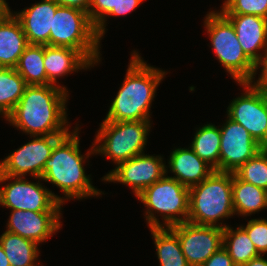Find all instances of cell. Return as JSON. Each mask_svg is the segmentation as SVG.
I'll list each match as a JSON object with an SVG mask.
<instances>
[{
  "instance_id": "cell-1",
  "label": "cell",
  "mask_w": 267,
  "mask_h": 266,
  "mask_svg": "<svg viewBox=\"0 0 267 266\" xmlns=\"http://www.w3.org/2000/svg\"><path fill=\"white\" fill-rule=\"evenodd\" d=\"M68 96L65 86L27 85L5 120L30 137L66 135L70 132L66 115Z\"/></svg>"
},
{
  "instance_id": "cell-2",
  "label": "cell",
  "mask_w": 267,
  "mask_h": 266,
  "mask_svg": "<svg viewBox=\"0 0 267 266\" xmlns=\"http://www.w3.org/2000/svg\"><path fill=\"white\" fill-rule=\"evenodd\" d=\"M74 128L62 136L52 149L51 156L46 160L43 168L42 180L48 181L57 186L63 192V204L65 200L77 198L78 200L90 196H100L102 191L97 190L89 175L85 174L84 162L91 154H95V147L86 156L80 154L79 127Z\"/></svg>"
},
{
  "instance_id": "cell-3",
  "label": "cell",
  "mask_w": 267,
  "mask_h": 266,
  "mask_svg": "<svg viewBox=\"0 0 267 266\" xmlns=\"http://www.w3.org/2000/svg\"><path fill=\"white\" fill-rule=\"evenodd\" d=\"M166 74L165 70L149 66L139 53L133 51L125 79L104 120L150 121L156 89Z\"/></svg>"
},
{
  "instance_id": "cell-4",
  "label": "cell",
  "mask_w": 267,
  "mask_h": 266,
  "mask_svg": "<svg viewBox=\"0 0 267 266\" xmlns=\"http://www.w3.org/2000/svg\"><path fill=\"white\" fill-rule=\"evenodd\" d=\"M233 215L232 172L214 170L202 182L189 188L187 222L225 228L227 225L217 222Z\"/></svg>"
},
{
  "instance_id": "cell-5",
  "label": "cell",
  "mask_w": 267,
  "mask_h": 266,
  "mask_svg": "<svg viewBox=\"0 0 267 266\" xmlns=\"http://www.w3.org/2000/svg\"><path fill=\"white\" fill-rule=\"evenodd\" d=\"M167 174L168 170L160 180L145 188L137 196L147 207L145 218L149 229L168 228L188 220L189 188ZM154 213L160 214L164 220L163 224Z\"/></svg>"
},
{
  "instance_id": "cell-6",
  "label": "cell",
  "mask_w": 267,
  "mask_h": 266,
  "mask_svg": "<svg viewBox=\"0 0 267 266\" xmlns=\"http://www.w3.org/2000/svg\"><path fill=\"white\" fill-rule=\"evenodd\" d=\"M100 41L88 13L58 6L50 29L49 46L78 50L92 65L100 62Z\"/></svg>"
},
{
  "instance_id": "cell-7",
  "label": "cell",
  "mask_w": 267,
  "mask_h": 266,
  "mask_svg": "<svg viewBox=\"0 0 267 266\" xmlns=\"http://www.w3.org/2000/svg\"><path fill=\"white\" fill-rule=\"evenodd\" d=\"M204 26L216 57L237 83L251 82L256 64L243 51L231 22L216 10L206 14Z\"/></svg>"
},
{
  "instance_id": "cell-8",
  "label": "cell",
  "mask_w": 267,
  "mask_h": 266,
  "mask_svg": "<svg viewBox=\"0 0 267 266\" xmlns=\"http://www.w3.org/2000/svg\"><path fill=\"white\" fill-rule=\"evenodd\" d=\"M150 129V121L111 122L103 120L95 136V154L108 157L117 166L144 153Z\"/></svg>"
},
{
  "instance_id": "cell-9",
  "label": "cell",
  "mask_w": 267,
  "mask_h": 266,
  "mask_svg": "<svg viewBox=\"0 0 267 266\" xmlns=\"http://www.w3.org/2000/svg\"><path fill=\"white\" fill-rule=\"evenodd\" d=\"M12 179H14L12 181ZM37 182H30L24 177H12L0 173V205L11 210L61 211L63 197L61 198L45 188L38 177Z\"/></svg>"
},
{
  "instance_id": "cell-10",
  "label": "cell",
  "mask_w": 267,
  "mask_h": 266,
  "mask_svg": "<svg viewBox=\"0 0 267 266\" xmlns=\"http://www.w3.org/2000/svg\"><path fill=\"white\" fill-rule=\"evenodd\" d=\"M64 135L32 136L24 144L0 162V173L12 177H42L46 160L50 158L56 142Z\"/></svg>"
},
{
  "instance_id": "cell-11",
  "label": "cell",
  "mask_w": 267,
  "mask_h": 266,
  "mask_svg": "<svg viewBox=\"0 0 267 266\" xmlns=\"http://www.w3.org/2000/svg\"><path fill=\"white\" fill-rule=\"evenodd\" d=\"M245 92L232 100L227 117L241 124L261 144L267 135V95L250 82L238 83Z\"/></svg>"
},
{
  "instance_id": "cell-12",
  "label": "cell",
  "mask_w": 267,
  "mask_h": 266,
  "mask_svg": "<svg viewBox=\"0 0 267 266\" xmlns=\"http://www.w3.org/2000/svg\"><path fill=\"white\" fill-rule=\"evenodd\" d=\"M162 156L145 153L118 164L102 181L118 182L131 187L137 197L145 188L160 180L167 173Z\"/></svg>"
},
{
  "instance_id": "cell-13",
  "label": "cell",
  "mask_w": 267,
  "mask_h": 266,
  "mask_svg": "<svg viewBox=\"0 0 267 266\" xmlns=\"http://www.w3.org/2000/svg\"><path fill=\"white\" fill-rule=\"evenodd\" d=\"M190 266H201L223 246V228L183 222L170 227Z\"/></svg>"
},
{
  "instance_id": "cell-14",
  "label": "cell",
  "mask_w": 267,
  "mask_h": 266,
  "mask_svg": "<svg viewBox=\"0 0 267 266\" xmlns=\"http://www.w3.org/2000/svg\"><path fill=\"white\" fill-rule=\"evenodd\" d=\"M220 127V172H234L260 151V144L239 123L227 117Z\"/></svg>"
},
{
  "instance_id": "cell-15",
  "label": "cell",
  "mask_w": 267,
  "mask_h": 266,
  "mask_svg": "<svg viewBox=\"0 0 267 266\" xmlns=\"http://www.w3.org/2000/svg\"><path fill=\"white\" fill-rule=\"evenodd\" d=\"M61 214V211L11 210L6 231L39 245L61 228Z\"/></svg>"
},
{
  "instance_id": "cell-16",
  "label": "cell",
  "mask_w": 267,
  "mask_h": 266,
  "mask_svg": "<svg viewBox=\"0 0 267 266\" xmlns=\"http://www.w3.org/2000/svg\"><path fill=\"white\" fill-rule=\"evenodd\" d=\"M223 15L233 25L245 54L256 64L267 51V19L251 14ZM261 50H264L262 54Z\"/></svg>"
},
{
  "instance_id": "cell-17",
  "label": "cell",
  "mask_w": 267,
  "mask_h": 266,
  "mask_svg": "<svg viewBox=\"0 0 267 266\" xmlns=\"http://www.w3.org/2000/svg\"><path fill=\"white\" fill-rule=\"evenodd\" d=\"M58 6L54 0H41L21 12L14 11L29 44L49 45L50 29Z\"/></svg>"
},
{
  "instance_id": "cell-18",
  "label": "cell",
  "mask_w": 267,
  "mask_h": 266,
  "mask_svg": "<svg viewBox=\"0 0 267 266\" xmlns=\"http://www.w3.org/2000/svg\"><path fill=\"white\" fill-rule=\"evenodd\" d=\"M169 168L181 184L190 188L206 179L214 169L189 148H175L170 153Z\"/></svg>"
},
{
  "instance_id": "cell-19",
  "label": "cell",
  "mask_w": 267,
  "mask_h": 266,
  "mask_svg": "<svg viewBox=\"0 0 267 266\" xmlns=\"http://www.w3.org/2000/svg\"><path fill=\"white\" fill-rule=\"evenodd\" d=\"M93 65L78 51L70 47L44 45V67L47 80L56 85L57 78L85 70Z\"/></svg>"
},
{
  "instance_id": "cell-20",
  "label": "cell",
  "mask_w": 267,
  "mask_h": 266,
  "mask_svg": "<svg viewBox=\"0 0 267 266\" xmlns=\"http://www.w3.org/2000/svg\"><path fill=\"white\" fill-rule=\"evenodd\" d=\"M28 45L20 21L10 14L0 23V67L15 68Z\"/></svg>"
},
{
  "instance_id": "cell-21",
  "label": "cell",
  "mask_w": 267,
  "mask_h": 266,
  "mask_svg": "<svg viewBox=\"0 0 267 266\" xmlns=\"http://www.w3.org/2000/svg\"><path fill=\"white\" fill-rule=\"evenodd\" d=\"M232 199L236 215L245 217L267 209V191L240 180L234 173H232Z\"/></svg>"
},
{
  "instance_id": "cell-22",
  "label": "cell",
  "mask_w": 267,
  "mask_h": 266,
  "mask_svg": "<svg viewBox=\"0 0 267 266\" xmlns=\"http://www.w3.org/2000/svg\"><path fill=\"white\" fill-rule=\"evenodd\" d=\"M0 244L10 266H39L34 263L40 253L37 243L5 231L0 236Z\"/></svg>"
},
{
  "instance_id": "cell-23",
  "label": "cell",
  "mask_w": 267,
  "mask_h": 266,
  "mask_svg": "<svg viewBox=\"0 0 267 266\" xmlns=\"http://www.w3.org/2000/svg\"><path fill=\"white\" fill-rule=\"evenodd\" d=\"M160 266H190L182 252L178 235L170 228H150Z\"/></svg>"
},
{
  "instance_id": "cell-24",
  "label": "cell",
  "mask_w": 267,
  "mask_h": 266,
  "mask_svg": "<svg viewBox=\"0 0 267 266\" xmlns=\"http://www.w3.org/2000/svg\"><path fill=\"white\" fill-rule=\"evenodd\" d=\"M15 70L26 85H48L44 67V45L29 44L20 56Z\"/></svg>"
},
{
  "instance_id": "cell-25",
  "label": "cell",
  "mask_w": 267,
  "mask_h": 266,
  "mask_svg": "<svg viewBox=\"0 0 267 266\" xmlns=\"http://www.w3.org/2000/svg\"><path fill=\"white\" fill-rule=\"evenodd\" d=\"M190 147L215 171H219L220 128L214 124H206L196 130Z\"/></svg>"
},
{
  "instance_id": "cell-26",
  "label": "cell",
  "mask_w": 267,
  "mask_h": 266,
  "mask_svg": "<svg viewBox=\"0 0 267 266\" xmlns=\"http://www.w3.org/2000/svg\"><path fill=\"white\" fill-rule=\"evenodd\" d=\"M223 247L235 266H244L251 259L260 255L241 226L235 230L229 225L223 228Z\"/></svg>"
},
{
  "instance_id": "cell-27",
  "label": "cell",
  "mask_w": 267,
  "mask_h": 266,
  "mask_svg": "<svg viewBox=\"0 0 267 266\" xmlns=\"http://www.w3.org/2000/svg\"><path fill=\"white\" fill-rule=\"evenodd\" d=\"M26 83L15 68L0 67V115L6 118L22 97Z\"/></svg>"
},
{
  "instance_id": "cell-28",
  "label": "cell",
  "mask_w": 267,
  "mask_h": 266,
  "mask_svg": "<svg viewBox=\"0 0 267 266\" xmlns=\"http://www.w3.org/2000/svg\"><path fill=\"white\" fill-rule=\"evenodd\" d=\"M233 173L240 180L267 191V152L260 150Z\"/></svg>"
},
{
  "instance_id": "cell-29",
  "label": "cell",
  "mask_w": 267,
  "mask_h": 266,
  "mask_svg": "<svg viewBox=\"0 0 267 266\" xmlns=\"http://www.w3.org/2000/svg\"><path fill=\"white\" fill-rule=\"evenodd\" d=\"M222 14L257 15L267 19V0H225Z\"/></svg>"
},
{
  "instance_id": "cell-30",
  "label": "cell",
  "mask_w": 267,
  "mask_h": 266,
  "mask_svg": "<svg viewBox=\"0 0 267 266\" xmlns=\"http://www.w3.org/2000/svg\"><path fill=\"white\" fill-rule=\"evenodd\" d=\"M116 0H92L89 10L88 16L95 26L96 33L98 37L101 39L105 34L106 27V18L107 15L112 11L115 6Z\"/></svg>"
},
{
  "instance_id": "cell-31",
  "label": "cell",
  "mask_w": 267,
  "mask_h": 266,
  "mask_svg": "<svg viewBox=\"0 0 267 266\" xmlns=\"http://www.w3.org/2000/svg\"><path fill=\"white\" fill-rule=\"evenodd\" d=\"M241 227L246 231L258 253L265 255L267 253V220L251 219L246 226L241 225Z\"/></svg>"
},
{
  "instance_id": "cell-32",
  "label": "cell",
  "mask_w": 267,
  "mask_h": 266,
  "mask_svg": "<svg viewBox=\"0 0 267 266\" xmlns=\"http://www.w3.org/2000/svg\"><path fill=\"white\" fill-rule=\"evenodd\" d=\"M143 2V0H116L112 11L107 15L111 17L124 16L134 10Z\"/></svg>"
},
{
  "instance_id": "cell-33",
  "label": "cell",
  "mask_w": 267,
  "mask_h": 266,
  "mask_svg": "<svg viewBox=\"0 0 267 266\" xmlns=\"http://www.w3.org/2000/svg\"><path fill=\"white\" fill-rule=\"evenodd\" d=\"M261 65V75L258 77V80L253 78L250 82L256 89L264 92L267 95V51L263 54L261 59L256 63V71L260 68Z\"/></svg>"
},
{
  "instance_id": "cell-34",
  "label": "cell",
  "mask_w": 267,
  "mask_h": 266,
  "mask_svg": "<svg viewBox=\"0 0 267 266\" xmlns=\"http://www.w3.org/2000/svg\"><path fill=\"white\" fill-rule=\"evenodd\" d=\"M201 266H235L232 258L226 249L222 246Z\"/></svg>"
},
{
  "instance_id": "cell-35",
  "label": "cell",
  "mask_w": 267,
  "mask_h": 266,
  "mask_svg": "<svg viewBox=\"0 0 267 266\" xmlns=\"http://www.w3.org/2000/svg\"><path fill=\"white\" fill-rule=\"evenodd\" d=\"M59 6L71 7L88 13L92 0H54Z\"/></svg>"
},
{
  "instance_id": "cell-36",
  "label": "cell",
  "mask_w": 267,
  "mask_h": 266,
  "mask_svg": "<svg viewBox=\"0 0 267 266\" xmlns=\"http://www.w3.org/2000/svg\"><path fill=\"white\" fill-rule=\"evenodd\" d=\"M13 12L8 6L6 0H0V23L3 22Z\"/></svg>"
},
{
  "instance_id": "cell-37",
  "label": "cell",
  "mask_w": 267,
  "mask_h": 266,
  "mask_svg": "<svg viewBox=\"0 0 267 266\" xmlns=\"http://www.w3.org/2000/svg\"><path fill=\"white\" fill-rule=\"evenodd\" d=\"M244 266H267V259H265L263 255H259L258 257L251 259Z\"/></svg>"
},
{
  "instance_id": "cell-38",
  "label": "cell",
  "mask_w": 267,
  "mask_h": 266,
  "mask_svg": "<svg viewBox=\"0 0 267 266\" xmlns=\"http://www.w3.org/2000/svg\"><path fill=\"white\" fill-rule=\"evenodd\" d=\"M0 266H10V263L4 253V250L0 244Z\"/></svg>"
},
{
  "instance_id": "cell-39",
  "label": "cell",
  "mask_w": 267,
  "mask_h": 266,
  "mask_svg": "<svg viewBox=\"0 0 267 266\" xmlns=\"http://www.w3.org/2000/svg\"><path fill=\"white\" fill-rule=\"evenodd\" d=\"M260 150L267 152V135H266L264 141L260 144Z\"/></svg>"
}]
</instances>
